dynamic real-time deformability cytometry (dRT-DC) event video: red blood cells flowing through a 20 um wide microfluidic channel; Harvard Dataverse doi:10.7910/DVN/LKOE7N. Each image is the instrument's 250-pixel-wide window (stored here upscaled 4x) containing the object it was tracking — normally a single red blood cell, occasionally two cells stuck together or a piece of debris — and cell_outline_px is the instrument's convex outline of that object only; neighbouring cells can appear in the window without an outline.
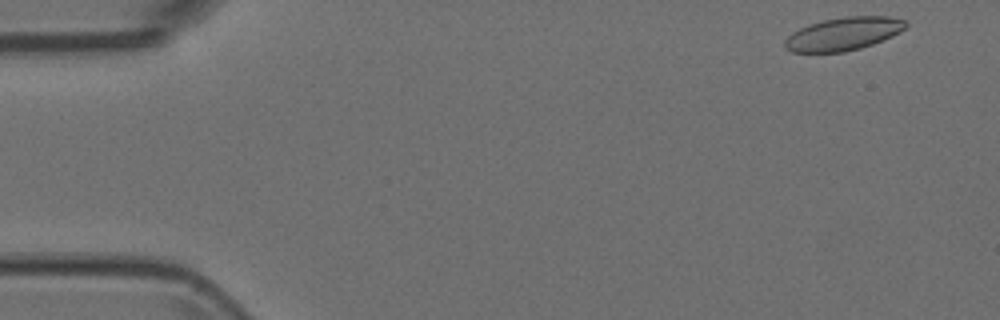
{"species": "Egyptian fruit bat (a non-hibernating species)", "species_latin": "Rousettus aegyptiacus", "temperature_condition": "room temperature", "stored_images_in_passage": 52, "camera_frame_rate_fps": 3000, "um_per_image_px": 0.085, "animal": {"sex": "female"}, "frame": {"image": 1, "passage_image": 2, "time_ms": 0.333, "image_size_px": [1000, 320], "cell_outline_px": [[908, 24], [900, 32], [872, 44], [860, 48], [844, 52], [792, 52], [784, 48], [784, 40], [792, 32], [808, 24], [824, 20], [844, 16], [888, 16], [904, 20]], "centroid_in_image_um": [71.65, 2.87], "position_along_channel_um": 13.3, "area_um2": 23.24}}
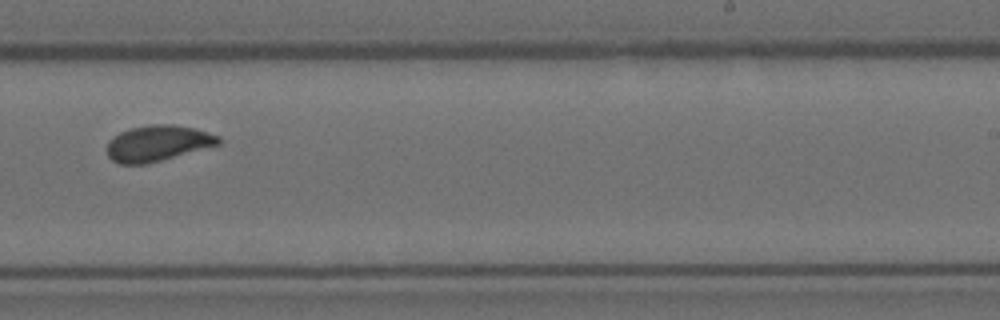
{"frame": {"image": 2, "passage_image": 32, "time_ms": 10.333, "image_size_px": [1000, 320], "cell_outline_px": [[220, 144], [148, 164], [120, 164], [112, 160], [108, 156], [108, 140], [120, 132], [132, 128], [148, 124], [172, 124], [196, 128], [220, 136]], "centroid_in_image_um": [13.41, 12.17], "position_along_channel_um": 275.6, "area_um2": 23.35}}
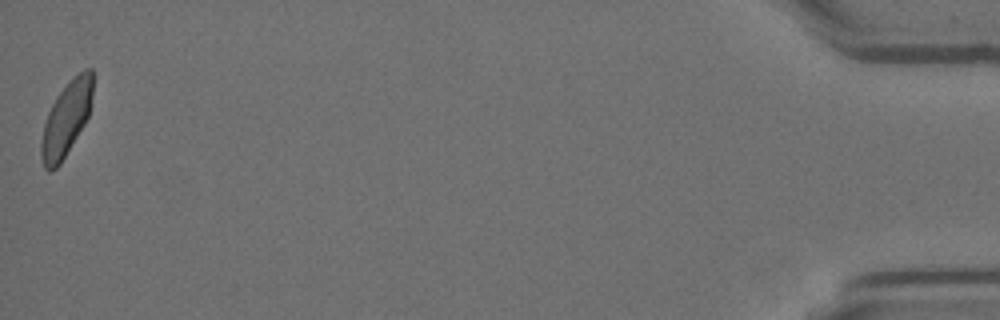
{"frame": {"image": 3, "passage_image": 52, "time_ms": 17.0, "image_size_px": [1000, 320], "cell_outline_px": [[92, 96], [88, 116], [84, 124], [60, 164], [52, 172], [48, 172], [44, 168], [40, 156], [40, 140], [44, 124], [48, 112], [56, 96], [72, 76], [84, 68], [92, 68]], "centroid_in_image_um": [5.6, 10.1], "position_along_channel_um": 429.6, "area_um2": 22.43}}